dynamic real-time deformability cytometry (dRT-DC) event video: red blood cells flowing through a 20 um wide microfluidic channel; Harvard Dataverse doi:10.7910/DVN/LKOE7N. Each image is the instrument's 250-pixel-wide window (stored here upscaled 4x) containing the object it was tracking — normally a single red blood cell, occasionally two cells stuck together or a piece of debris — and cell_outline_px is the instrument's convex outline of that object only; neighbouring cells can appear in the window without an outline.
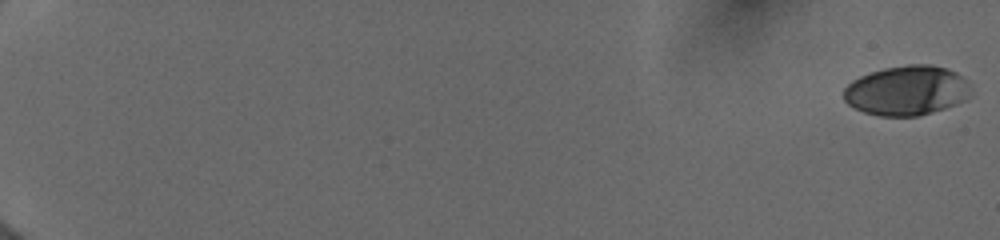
{"species": "human", "species_latin": "Homo sapiens", "temperature_condition": "cold", "stored_images_in_passage": 69, "camera_frame_rate_fps": 3000, "um_per_image_px": 0.085, "donor": {"sex": "female"}, "frame": {"image": 1, "passage_image": 1, "time_ms": 0.0, "image_size_px": [1000, 240], "cell_outline_px": [[968, 96], [964, 100], [944, 108], [916, 116], [880, 116], [864, 112], [848, 104], [844, 100], [844, 88], [852, 80], [860, 76], [884, 68], [908, 64], [928, 64], [944, 68], [956, 72], [968, 84]], "centroid_in_image_um": [77.02, 7.69], "position_along_channel_um": 8.0, "area_um2": 36.3}}
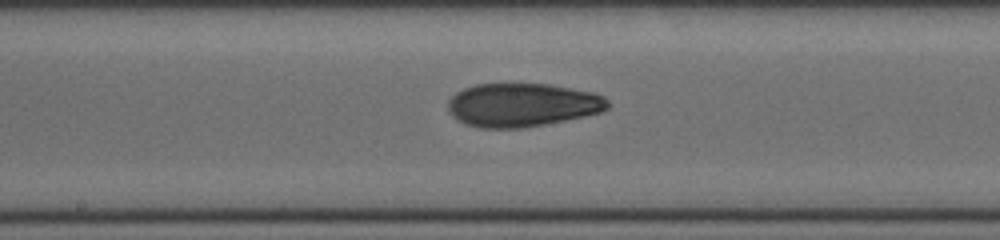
{"frame": {"image": 2, "passage_image": 32, "time_ms": 10.667, "image_size_px": [1000, 240], "cell_outline_px": [[608, 108], [600, 112], [584, 116], [524, 128], [480, 128], [464, 124], [456, 120], [448, 112], [448, 100], [456, 92], [464, 88], [476, 84], [548, 84], [592, 92], [604, 96], [608, 100]], "centroid_in_image_um": [44.35, 8.93], "position_along_channel_um": 203.9, "area_um2": 40.58}}
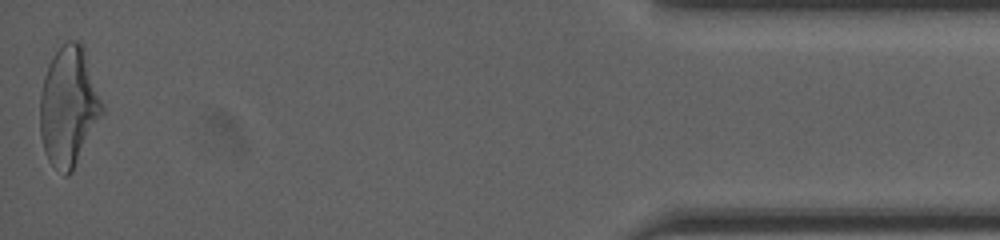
{"frame": {"image": 3, "passage_image": 69, "time_ms": 18.0, "image_size_px": [1000, 240], "cell_outline_px": [[104, 112], [72, 172], [68, 176], [64, 176], [48, 160], [44, 152], [40, 136], [40, 92], [44, 76], [48, 64], [56, 52], [68, 40], [80, 40], [84, 48], [104, 104]], "centroid_in_image_um": [5.84, 9.06], "position_along_channel_um": 429.4, "area_um2": 43.52}, "authors_computed_cell_mechanics": {"area_um2": 39.1306, "velocity_mm_per_s": 4.002, "shape_relaxation_time_tau1_ms": 9.2986, "shape_relaxation_time_tau2_ms": 2.3519, "deformation_change_tau1": 0.2453, "deformation_change_tau2": 0.0958}}